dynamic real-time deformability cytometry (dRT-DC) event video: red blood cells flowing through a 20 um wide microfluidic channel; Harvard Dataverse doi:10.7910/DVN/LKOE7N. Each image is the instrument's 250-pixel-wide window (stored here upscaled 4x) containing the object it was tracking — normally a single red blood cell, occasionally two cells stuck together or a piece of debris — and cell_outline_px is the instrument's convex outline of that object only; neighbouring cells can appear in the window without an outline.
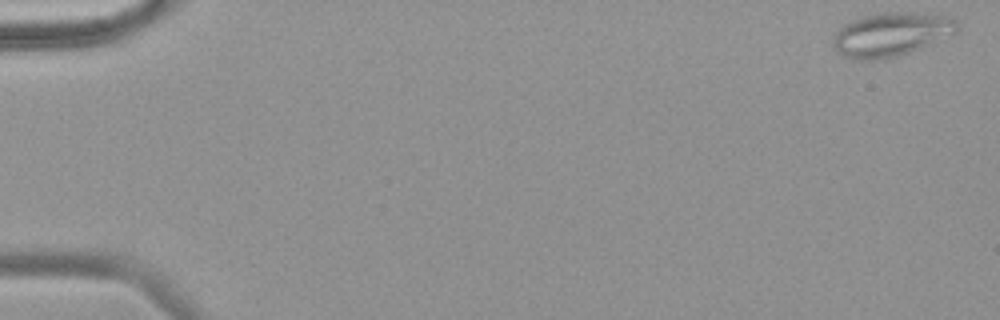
{"species": "common noctule bat (a hibernating species)", "species_latin": "Nyctalus noctula", "temperature_condition": "warm", "stored_images_in_passage": 56, "camera_frame_rate_fps": 3000, "um_per_image_px": 0.085, "animal": {"sex": "female", "body_mass_g": 18.4}, "frame": {"image": 1, "passage_image": 1, "time_ms": 0.0, "image_size_px": [1000, 320], "cell_outline_px": [[960, 28], [956, 32], [920, 48], [888, 60], [852, 60], [836, 52], [832, 44], [832, 36], [844, 24], [852, 20], [876, 12], [924, 12], [944, 16], [956, 20], [960, 24]], "centroid_in_image_um": [75.71, 2.93], "position_along_channel_um": 9.3, "area_um2": 32.19}}
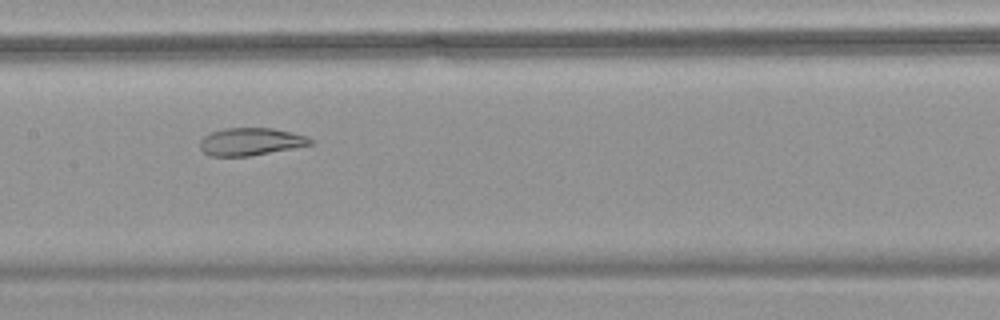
{"frame": {"image": 2, "passage_image": 29, "time_ms": 9.333, "image_size_px": [1000, 320], "cell_outline_px": [[316, 140], [312, 144], [292, 148], [248, 156], [212, 156], [204, 152], [200, 148], [200, 140], [204, 136], [212, 132], [224, 128], [272, 128], [292, 132], [308, 136]], "centroid_in_image_um": [21.33, 12.03], "position_along_channel_um": 186.1, "area_um2": 17.69}}
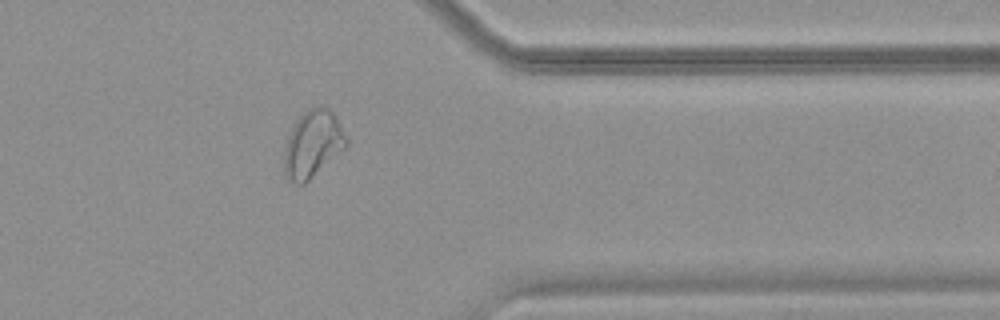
{"frame": {"image": 3, "passage_image": 46, "time_ms": 15.0, "image_size_px": [1000, 320], "cell_outline_px": [[348, 144], [344, 148], [304, 184], [296, 184], [288, 180], [284, 176], [284, 148], [288, 136], [296, 120], [308, 108], [320, 104], [324, 104], [336, 116], [348, 140]], "centroid_in_image_um": [26.56, 12.22], "position_along_channel_um": 384.8, "area_um2": 24.28}, "authors_computed_cell_mechanics": {"area_um2": 24.5361, "velocity_mm_per_s": 3.6469, "shape_relaxation_time_tau1_ms": null, "shape_relaxation_time_tau2_ms": 1.3588, "deformation_change_tau1": null, "deformation_change_tau2": 0.0852}}